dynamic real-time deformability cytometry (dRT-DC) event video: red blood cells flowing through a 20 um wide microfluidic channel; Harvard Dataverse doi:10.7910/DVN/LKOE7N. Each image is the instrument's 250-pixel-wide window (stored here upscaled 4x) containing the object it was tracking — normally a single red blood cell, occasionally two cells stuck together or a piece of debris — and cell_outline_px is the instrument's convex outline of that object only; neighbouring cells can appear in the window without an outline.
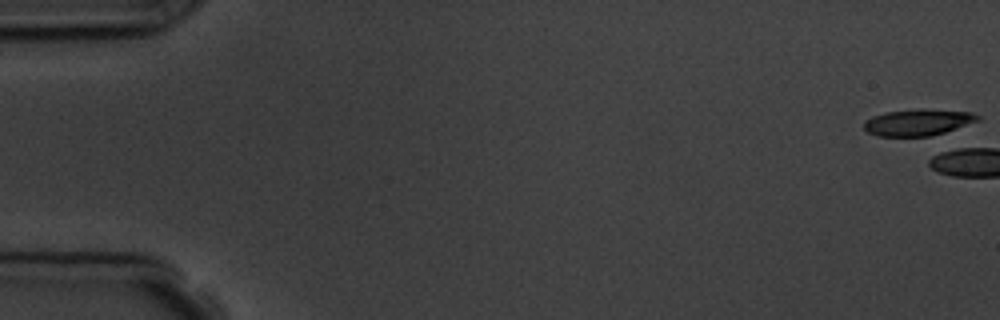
{"species": "common noctule bat (a hibernating species)", "species_latin": "Nyctalus noctula", "temperature_condition": "room temperature", "stored_images_in_passage": 6, "camera_frame_rate_fps": 3000, "um_per_image_px": 0.085, "animal": {"sex": "male", "body_mass_g": 19.5, "forearm_length_mm": 54.6}, "frame": {"image": 1, "passage_image": 1, "time_ms": 0.0, "image_size_px": [1000, 320], "cell_outline_px": [[980, 120], [932, 136], [876, 136], [868, 132], [864, 128], [864, 120], [872, 116], [884, 112], [920, 108], [924, 108], [972, 112], [980, 116]], "centroid_in_image_um": [78.01, 10.38], "position_along_channel_um": 7.0, "area_um2": 17.74}}